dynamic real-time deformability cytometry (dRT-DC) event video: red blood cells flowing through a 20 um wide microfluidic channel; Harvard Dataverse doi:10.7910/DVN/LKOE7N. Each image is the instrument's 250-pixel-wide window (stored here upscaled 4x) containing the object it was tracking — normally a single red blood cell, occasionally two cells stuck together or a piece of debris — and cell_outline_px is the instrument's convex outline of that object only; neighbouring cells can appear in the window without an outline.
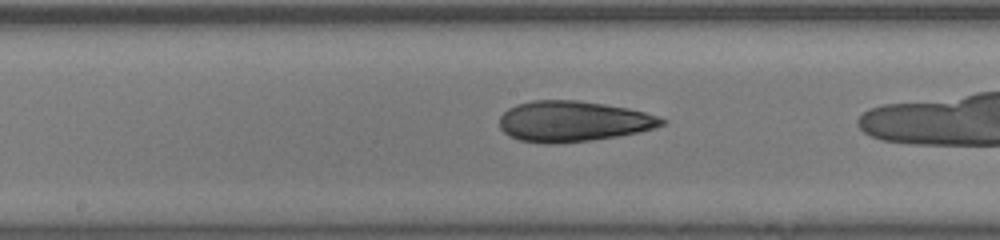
{"species": "human", "species_latin": "Homo sapiens", "temperature_condition": "room temperature", "stored_images_in_passage": 47, "camera_frame_rate_fps": 3000, "um_per_image_px": 0.085, "donor": {"sex": "male"}, "frame": {"image": 1, "passage_image": 33, "time_ms": 10.667, "image_size_px": [1000, 240], "cell_outline_px": [[668, 120], [664, 124], [656, 128], [616, 136], [588, 140], [556, 144], [544, 144], [520, 140], [508, 136], [500, 128], [500, 116], [508, 108], [516, 104], [532, 100], [580, 100], [628, 108], [660, 116]], "centroid_in_image_um": [48.7, 10.31], "position_along_channel_um": 199.5, "area_um2": 38.55}}
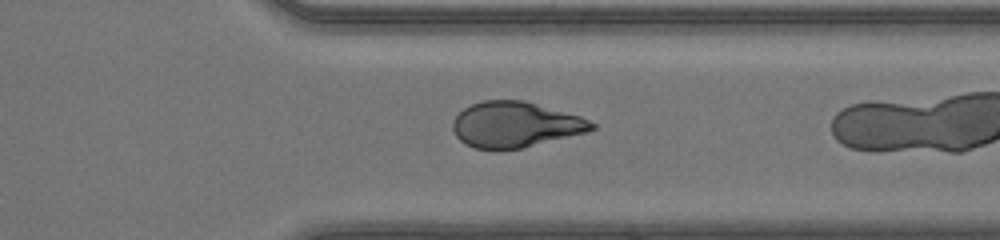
{"frame": {"image": 2, "passage_image": 45, "time_ms": 14.667, "image_size_px": [1000, 240], "cell_outline_px": [[596, 128], [588, 132], [520, 148], [476, 148], [464, 144], [456, 136], [452, 128], [452, 120], [464, 108], [472, 104], [484, 100], [524, 100], [580, 116], [596, 124]], "centroid_in_image_um": [43.79, 10.57], "position_along_channel_um": 367.6, "area_um2": 36.59}}